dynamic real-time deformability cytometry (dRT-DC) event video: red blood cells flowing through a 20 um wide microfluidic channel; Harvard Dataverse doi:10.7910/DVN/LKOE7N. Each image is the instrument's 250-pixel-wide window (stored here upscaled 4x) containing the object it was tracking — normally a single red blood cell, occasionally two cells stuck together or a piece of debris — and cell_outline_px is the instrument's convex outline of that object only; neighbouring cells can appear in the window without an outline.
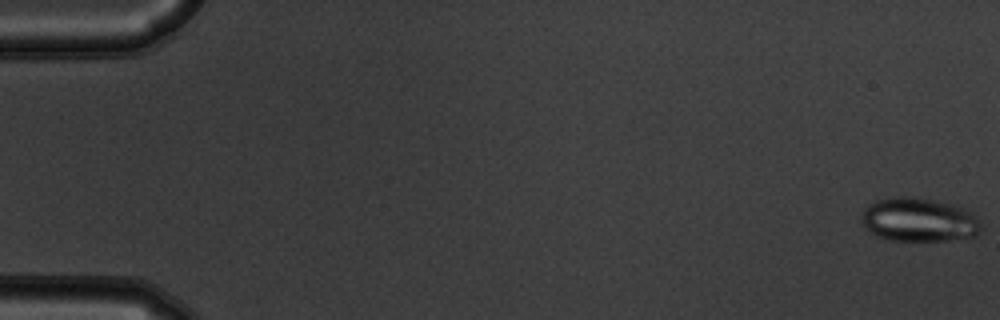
{"species": "common noctule bat (a hibernating species)", "species_latin": "Nyctalus noctula", "temperature_condition": "warm", "stored_images_in_passage": 55, "camera_frame_rate_fps": 3000, "um_per_image_px": 0.085, "animal": {"sex": "male", "body_mass_g": 19.5, "forearm_length_mm": 54.6}, "frame": {"image": 1, "passage_image": 1, "time_ms": 0.0, "image_size_px": [1000, 320], "cell_outline_px": [[984, 228], [976, 236], [944, 240], [888, 240], [876, 236], [860, 220], [864, 208], [868, 204], [876, 200], [896, 196], [912, 196], [952, 204], [964, 208], [972, 212]], "centroid_in_image_um": [78.11, 18.67], "position_along_channel_um": 6.9, "area_um2": 30.58}}
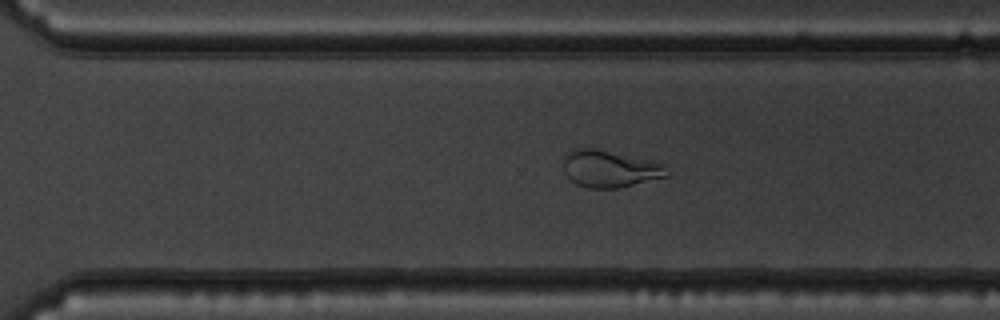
{"frame": {"image": 2, "passage_image": 39, "time_ms": 12.667, "image_size_px": [1000, 320], "cell_outline_px": [[668, 176], [620, 188], [588, 188], [576, 184], [564, 172], [564, 156], [568, 152], [576, 148], [596, 148], [664, 164], [668, 172]], "centroid_in_image_um": [51.81, 14.35], "position_along_channel_um": 318.8, "area_um2": 22.14}}
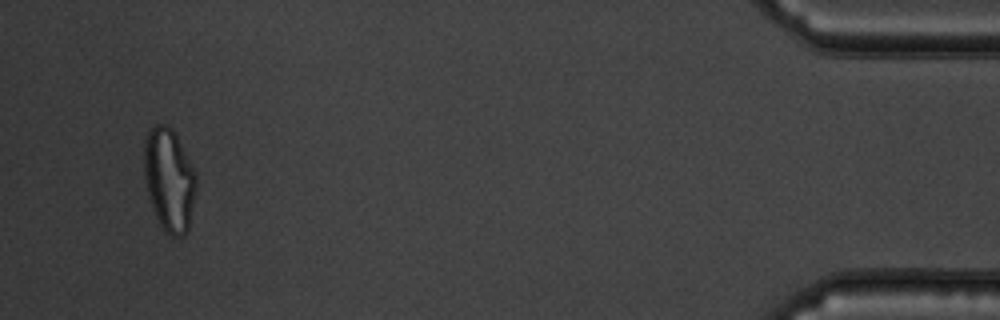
{"frame": {"image": 3, "passage_image": 53, "time_ms": 17.333, "image_size_px": [1000, 320], "cell_outline_px": [[196, 192], [188, 228], [184, 236], [172, 236], [160, 224], [156, 216], [148, 192], [144, 176], [144, 140], [148, 132], [156, 124], [168, 124], [176, 132], [196, 172]], "centroid_in_image_um": [14.4, 15.21], "position_along_channel_um": 420.8, "area_um2": 31.27}, "authors_computed_cell_mechanics": {"area_um2": 29.3624, "velocity_mm_per_s": 3.7409, "shape_relaxation_time_tau1_ms": null, "shape_relaxation_time_tau2_ms": 0.4898, "deformation_change_tau1": null, "deformation_change_tau2": 0.0724}}